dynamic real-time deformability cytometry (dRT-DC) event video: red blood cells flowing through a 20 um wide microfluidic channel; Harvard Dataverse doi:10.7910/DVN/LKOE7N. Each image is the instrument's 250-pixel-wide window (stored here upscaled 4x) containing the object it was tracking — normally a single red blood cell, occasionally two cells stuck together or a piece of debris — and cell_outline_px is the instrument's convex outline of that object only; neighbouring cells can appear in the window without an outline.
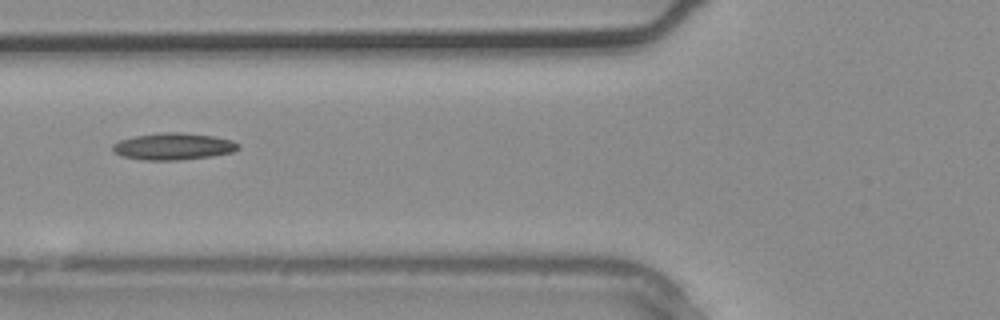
{"species": "common noctule bat (a hibernating species)", "species_latin": "Nyctalus noctula", "temperature_condition": "warm", "stored_images_in_passage": 4, "camera_frame_rate_fps": 3000, "um_per_image_px": 0.085, "animal": {"sex": "male", "body_mass_g": 20.4}, "frame": {"image": 1, "passage_image": 4, "time_ms": 1.0, "image_size_px": [1000, 320], "cell_outline_px": [[240, 148], [232, 152], [212, 156], [180, 160], [144, 160], [120, 156], [112, 152], [112, 144], [120, 140], [136, 136], [160, 132], [180, 132], [212, 136], [232, 140], [240, 144]], "centroid_in_image_um": [14.71, 12.45], "position_along_channel_um": 111.1, "area_um2": 19.77}}